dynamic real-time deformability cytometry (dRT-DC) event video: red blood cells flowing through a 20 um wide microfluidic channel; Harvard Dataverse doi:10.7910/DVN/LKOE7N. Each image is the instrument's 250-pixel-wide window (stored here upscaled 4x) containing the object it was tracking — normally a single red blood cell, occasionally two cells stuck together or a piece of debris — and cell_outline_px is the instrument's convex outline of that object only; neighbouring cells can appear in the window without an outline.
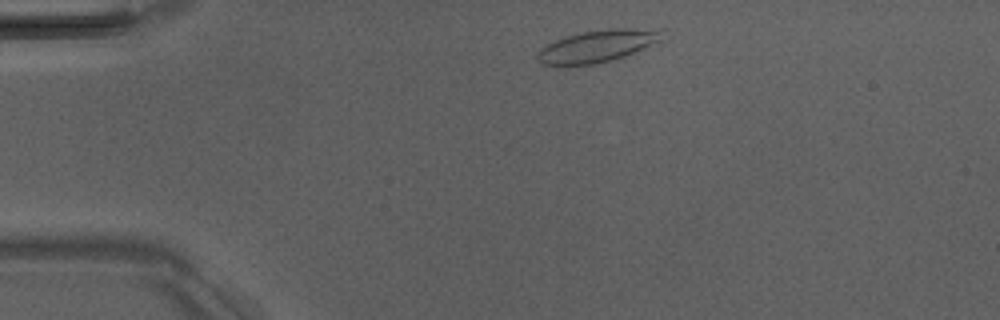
{"species": "Egyptian fruit bat (a non-hibernating species)", "species_latin": "Rousettus aegyptiacus", "temperature_condition": "room temperature", "stored_images_in_passage": 3, "camera_frame_rate_fps": 3000, "um_per_image_px": 0.085, "animal": {"sex": "male"}, "frame": {"image": 1, "passage_image": 1, "time_ms": 0.0, "image_size_px": [1000, 320], "cell_outline_px": [[664, 28], [660, 40], [624, 56], [592, 64], [544, 64], [536, 60], [536, 52], [540, 48], [564, 36], [580, 32], [608, 28]], "centroid_in_image_um": [50.77, 3.87], "position_along_channel_um": 34.2, "area_um2": 23.06}}